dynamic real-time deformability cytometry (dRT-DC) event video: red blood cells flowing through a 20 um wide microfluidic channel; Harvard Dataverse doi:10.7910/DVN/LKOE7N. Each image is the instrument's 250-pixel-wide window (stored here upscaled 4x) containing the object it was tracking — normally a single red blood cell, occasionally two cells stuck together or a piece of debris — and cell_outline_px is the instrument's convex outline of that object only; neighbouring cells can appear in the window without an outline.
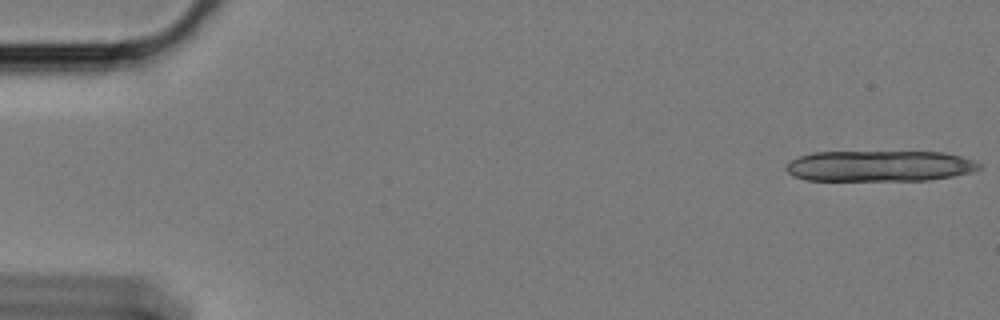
{"species": "Egyptian fruit bat (a non-hibernating species)", "species_latin": "Rousettus aegyptiacus", "temperature_condition": "cold", "stored_images_in_passage": 11, "camera_frame_rate_fps": 3000, "um_per_image_px": 0.085, "animal": {"sex": "female"}, "frame": {"image": 1, "passage_image": 1, "time_ms": 0.0, "image_size_px": [1000, 320], "cell_outline_px": [[984, 164], [980, 168], [972, 172], [952, 176], [928, 180], [804, 180], [792, 176], [784, 168], [792, 160], [800, 156], [812, 152], [944, 152], [976, 160]], "centroid_in_image_um": [74.79, 14.11], "position_along_channel_um": 10.2, "area_um2": 34.91}}